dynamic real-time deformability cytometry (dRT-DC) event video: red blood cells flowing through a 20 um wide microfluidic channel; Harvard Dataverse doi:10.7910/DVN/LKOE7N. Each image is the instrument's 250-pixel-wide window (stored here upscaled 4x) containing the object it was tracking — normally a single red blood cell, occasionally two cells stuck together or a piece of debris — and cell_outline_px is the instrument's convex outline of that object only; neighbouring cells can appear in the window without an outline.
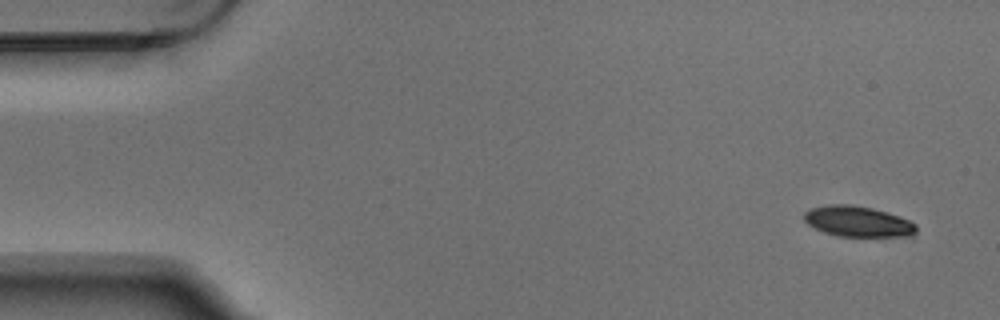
{"species": "Egyptian fruit bat (a non-hibernating species)", "species_latin": "Rousettus aegyptiacus", "temperature_condition": "warm", "stored_images_in_passage": 5, "segment_of_instrument_passage": [2, 2], "camera_frame_rate_fps": 3000, "um_per_image_px": 0.085, "animal": {"sex": "male"}, "frame": {"image": 1, "passage_image": 5, "time_ms": 1.333, "image_size_px": [1000, 320], "cell_outline_px": [[916, 232], [912, 236], [836, 236], [824, 232], [808, 224], [804, 220], [804, 212], [812, 208], [828, 204], [852, 204], [872, 208], [888, 212], [900, 216], [916, 224]], "centroid_in_image_um": [72.92, 18.82], "position_along_channel_um": 12.1, "area_um2": 20.06}}